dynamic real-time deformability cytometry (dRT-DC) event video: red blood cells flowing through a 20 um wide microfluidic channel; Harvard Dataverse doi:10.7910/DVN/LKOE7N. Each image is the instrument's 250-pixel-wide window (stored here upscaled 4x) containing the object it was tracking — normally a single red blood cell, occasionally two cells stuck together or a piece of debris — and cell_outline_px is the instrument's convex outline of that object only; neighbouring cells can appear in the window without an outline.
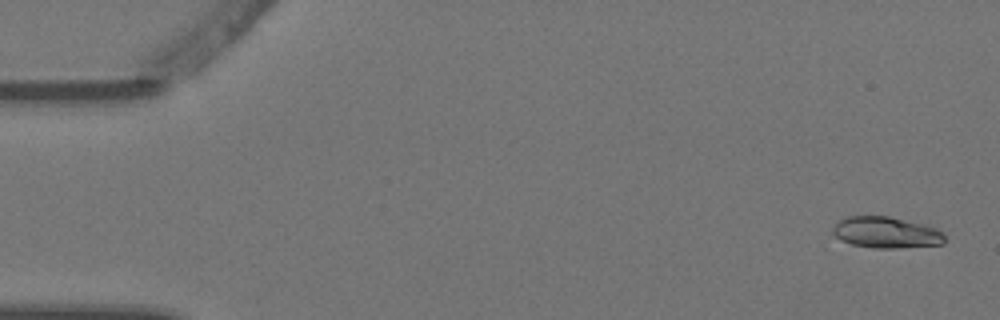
{"species": "Egyptian fruit bat (a non-hibernating species)", "species_latin": "Rousettus aegyptiacus", "temperature_condition": "warm", "stored_images_in_passage": 5, "camera_frame_rate_fps": 3000, "um_per_image_px": 0.085, "animal": {"sex": "female"}, "frame": {"image": 1, "passage_image": 1, "time_ms": 0.0, "image_size_px": [1000, 320], "cell_outline_px": [[944, 244], [896, 248], [872, 248], [852, 244], [836, 236], [832, 232], [832, 228], [836, 220], [848, 216], [888, 216], [936, 228], [944, 232]], "centroid_in_image_um": [75.3, 19.76], "position_along_channel_um": 9.7, "area_um2": 20.29}}
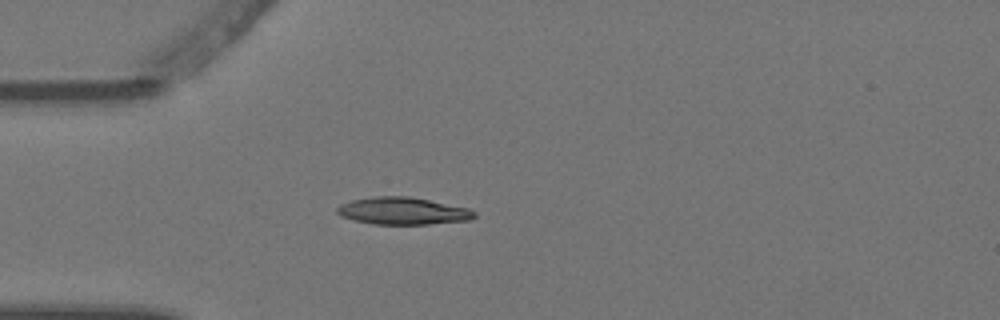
{"frame": {"image": 2, "passage_image": 4, "time_ms": 1.0, "image_size_px": [1000, 320], "cell_outline_px": [[476, 216], [472, 220], [428, 224], [372, 224], [352, 220], [340, 216], [336, 212], [336, 208], [340, 204], [352, 200], [372, 196], [408, 196], [468, 208], [476, 212]], "centroid_in_image_um": [34.21, 17.93], "position_along_channel_um": 50.8, "area_um2": 21.91}}